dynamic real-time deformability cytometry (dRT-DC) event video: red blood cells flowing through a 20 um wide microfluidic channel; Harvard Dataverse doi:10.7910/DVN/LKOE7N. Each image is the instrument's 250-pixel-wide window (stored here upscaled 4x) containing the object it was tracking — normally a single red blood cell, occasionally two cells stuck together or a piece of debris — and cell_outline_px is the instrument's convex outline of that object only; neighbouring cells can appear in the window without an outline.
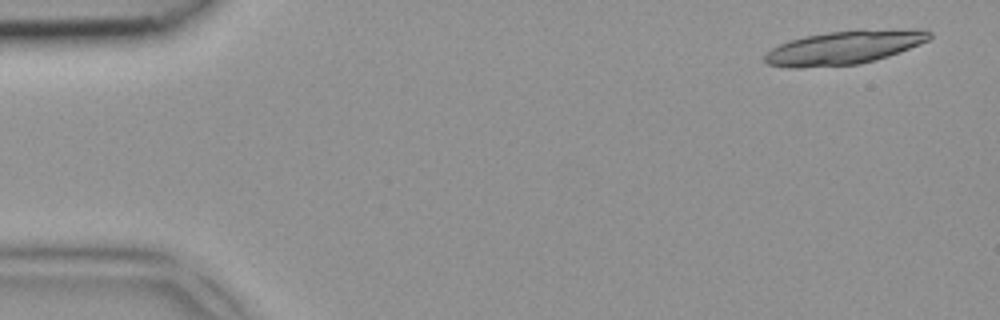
{"species": "common noctule bat (a hibernating species)", "species_latin": "Nyctalus noctula", "temperature_condition": "room temperature", "stored_images_in_passage": 4, "camera_frame_rate_fps": 3000, "um_per_image_px": 0.085, "animal": {"sex": "female", "body_mass_g": 18.4}, "frame": {"image": 1, "passage_image": 1, "time_ms": 0.0, "image_size_px": [1000, 320], "cell_outline_px": [[932, 36], [928, 40], [920, 44], [900, 52], [876, 60], [860, 64], [800, 68], [788, 68], [768, 64], [764, 60], [764, 56], [772, 48], [788, 40], [804, 36], [828, 32], [904, 28], [924, 28], [932, 32]], "centroid_in_image_um": [71.8, 4.03], "position_along_channel_um": 13.2, "area_um2": 32.54}}
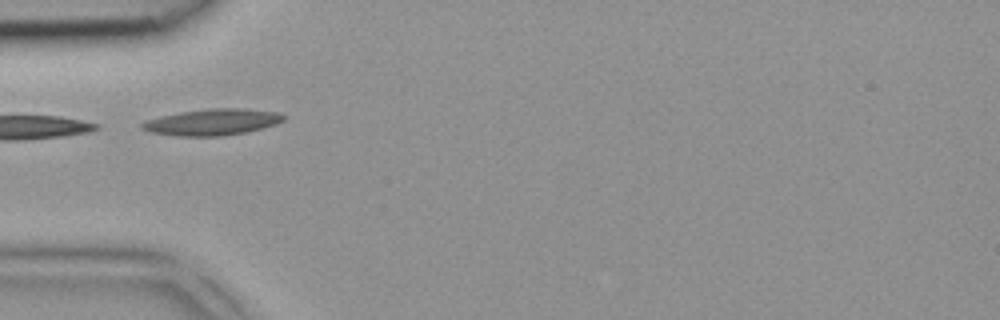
{"frame": {"image": 2, "passage_image": 3, "time_ms": 0.667, "image_size_px": [1000, 320], "cell_outline_px": [[288, 116], [284, 120], [276, 124], [264, 128], [248, 132], [224, 136], [176, 136], [152, 132], [140, 128], [140, 124], [148, 120], [160, 116], [180, 112], [208, 108], [244, 108], [280, 112]], "centroid_in_image_um": [18.12, 10.37], "position_along_channel_um": 66.9, "area_um2": 22.02}}